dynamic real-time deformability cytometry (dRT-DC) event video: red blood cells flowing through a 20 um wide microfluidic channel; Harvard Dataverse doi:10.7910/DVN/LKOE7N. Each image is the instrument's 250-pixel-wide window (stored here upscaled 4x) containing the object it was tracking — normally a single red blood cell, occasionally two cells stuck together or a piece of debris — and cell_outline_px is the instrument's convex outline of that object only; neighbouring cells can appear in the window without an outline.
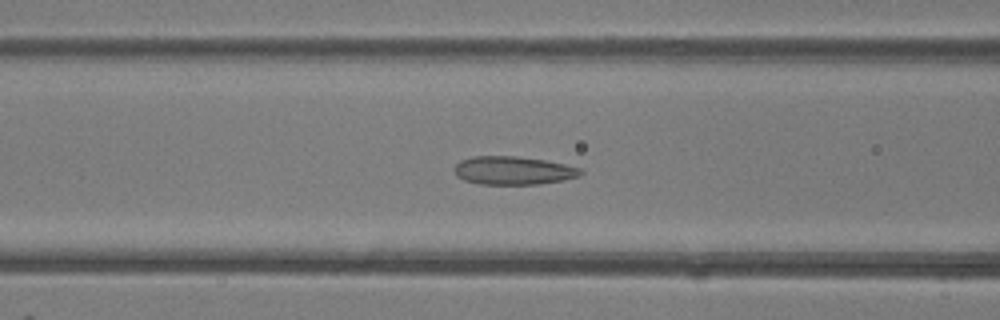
{"species": "common noctule bat (a hibernating species)", "species_latin": "Nyctalus noctula", "temperature_condition": "room temperature", "stored_images_in_passage": 48, "camera_frame_rate_fps": 3000, "um_per_image_px": 0.085, "animal": {"sex": "female"}, "frame": {"image": 1, "passage_image": 19, "time_ms": 6.0, "image_size_px": [1000, 320], "cell_outline_px": [[584, 172], [580, 176], [564, 180], [540, 184], [480, 184], [464, 180], [456, 176], [452, 168], [460, 160], [472, 156], [516, 156], [544, 160], [564, 164], [580, 168]], "centroid_in_image_um": [43.6, 14.49], "position_along_channel_um": 123.0, "area_um2": 20.98}}
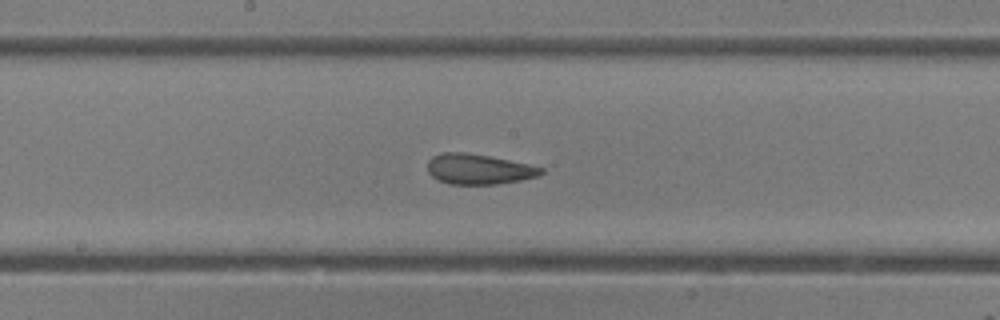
{"frame": {"image": 2, "passage_image": 25, "time_ms": 8.0, "image_size_px": [1000, 320], "cell_outline_px": [[544, 172], [540, 176], [520, 180], [496, 184], [448, 184], [432, 176], [428, 172], [428, 160], [432, 156], [440, 152], [464, 152], [488, 156], [528, 164], [544, 168]], "centroid_in_image_um": [40.68, 14.37], "position_along_channel_um": 207.5, "area_um2": 20.0}}
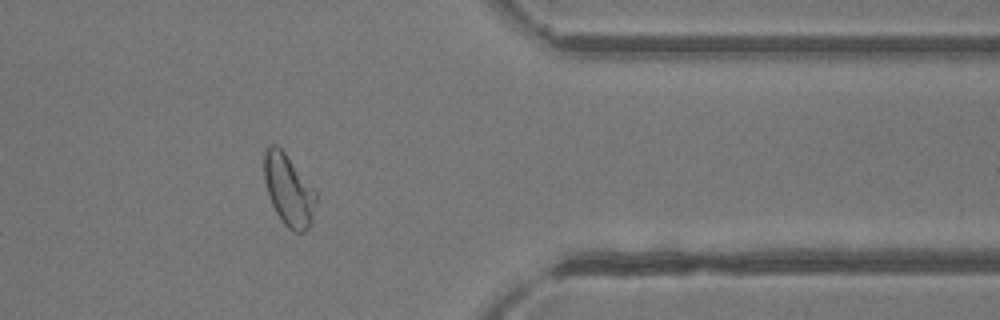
{"frame": {"image": 3, "passage_image": 39, "time_ms": 12.667, "image_size_px": [1000, 320], "cell_outline_px": [[316, 200], [312, 224], [304, 232], [296, 232], [288, 228], [284, 224], [276, 212], [268, 196], [264, 180], [264, 152], [268, 144], [276, 144], [284, 152], [316, 188]], "centroid_in_image_um": [24.55, 16.14], "position_along_channel_um": 386.9, "area_um2": 21.91}, "authors_computed_cell_mechanics": {"area_um2": 22.3686, "velocity_mm_per_s": 4.2194, "shape_relaxation_time_tau1_ms": null, "shape_relaxation_time_tau2_ms": 1.2425, "deformation_change_tau1": null, "deformation_change_tau2": 0.0853}}